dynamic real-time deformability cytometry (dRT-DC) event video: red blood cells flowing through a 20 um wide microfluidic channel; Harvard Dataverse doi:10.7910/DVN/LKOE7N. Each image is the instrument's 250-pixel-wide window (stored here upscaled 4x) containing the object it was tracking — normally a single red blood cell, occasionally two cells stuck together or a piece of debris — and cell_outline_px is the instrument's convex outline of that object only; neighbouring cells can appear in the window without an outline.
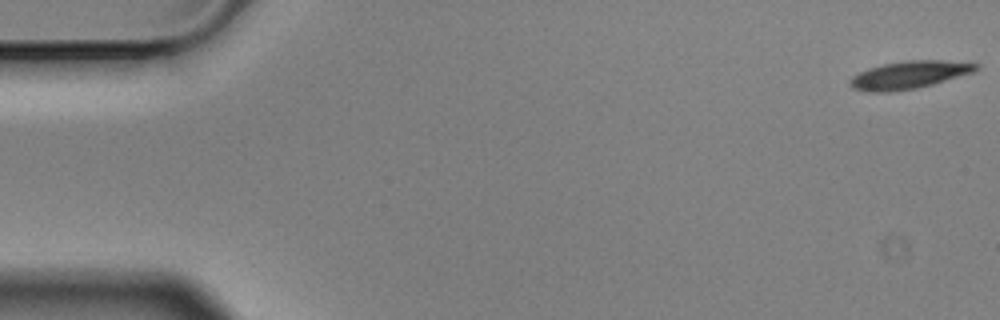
{"species": "Egyptian fruit bat (a non-hibernating species)", "species_latin": "Rousettus aegyptiacus", "temperature_condition": "cold", "stored_images_in_passage": 57, "camera_frame_rate_fps": 3000, "um_per_image_px": 0.085, "animal": {"sex": "male"}, "frame": {"image": 1, "passage_image": 1, "time_ms": 0.0, "image_size_px": [1000, 320], "cell_outline_px": [[976, 68], [972, 72], [932, 84], [912, 88], [888, 92], [876, 92], [856, 88], [852, 84], [852, 80], [860, 72], [884, 64], [912, 60], [940, 60], [976, 64]], "centroid_in_image_um": [77.31, 6.35], "position_along_channel_um": 7.7, "area_um2": 19.07}}
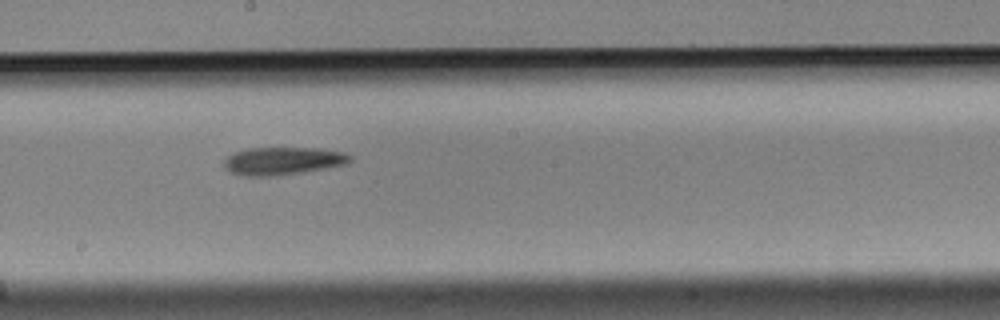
{"frame": {"image": 2, "passage_image": 31, "time_ms": 10.0, "image_size_px": [1000, 320], "cell_outline_px": [[352, 160], [348, 164], [280, 176], [244, 176], [232, 172], [224, 168], [224, 160], [232, 152], [248, 148], [320, 148], [344, 152], [352, 156]], "centroid_in_image_um": [24.06, 13.68], "position_along_channel_um": 224.1, "area_um2": 20.63}}
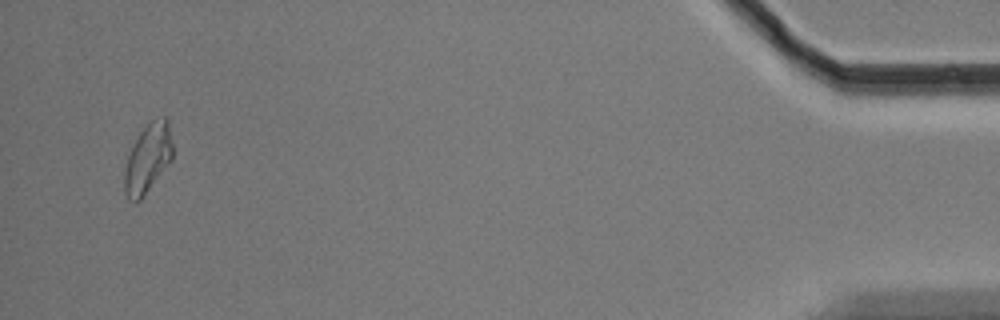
{"frame": {"image": 3, "passage_image": 55, "time_ms": 18.0, "image_size_px": [1000, 320], "cell_outline_px": [[172, 160], [144, 196], [140, 200], [128, 200], [124, 192], [124, 172], [128, 156], [132, 144], [140, 132], [152, 120], [164, 116], [168, 116], [172, 144]], "centroid_in_image_um": [12.57, 13.46], "position_along_channel_um": 422.6, "area_um2": 19.42}, "authors_computed_cell_mechanics": {"area_um2": 19.5942, "velocity_mm_per_s": 3.5079, "shape_relaxation_time_tau1_ms": 6.3486, "shape_relaxation_time_tau2_ms": null, "deformation_change_tau1": 0.1925, "deformation_change_tau2": null}}